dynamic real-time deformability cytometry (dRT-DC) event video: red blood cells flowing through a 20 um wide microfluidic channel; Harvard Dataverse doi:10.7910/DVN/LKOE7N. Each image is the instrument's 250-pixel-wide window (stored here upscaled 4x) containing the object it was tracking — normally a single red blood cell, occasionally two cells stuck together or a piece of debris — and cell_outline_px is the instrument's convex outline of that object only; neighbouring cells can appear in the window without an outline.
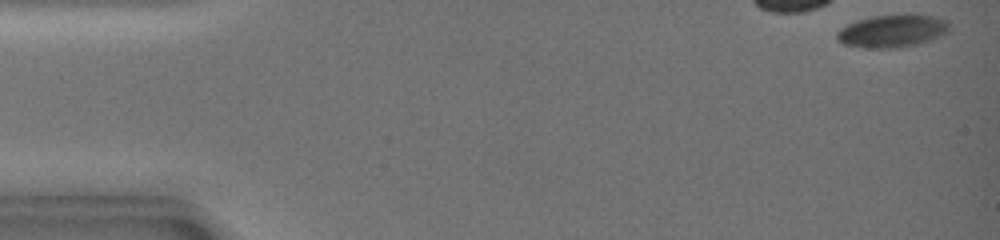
{"species": "common noctule bat (a hibernating species)", "species_latin": "Nyctalus noctula", "temperature_condition": "warm", "stored_images_in_passage": 42, "camera_frame_rate_fps": 3000, "um_per_image_px": 0.085, "animal": {"sex": "female", "body_mass_g": 19.0, "forearm_length_mm": 51.5}, "frame": {"image": 1, "passage_image": 1, "time_ms": 0.0, "image_size_px": [1000, 240], "cell_outline_px": [[948, 32], [932, 40], [916, 44], [892, 48], [864, 48], [844, 44], [836, 40], [836, 32], [840, 28], [848, 24], [872, 16], [908, 12], [912, 12], [932, 16], [948, 20]], "centroid_in_image_um": [75.85, 2.6], "position_along_channel_um": 9.1, "area_um2": 21.85}}
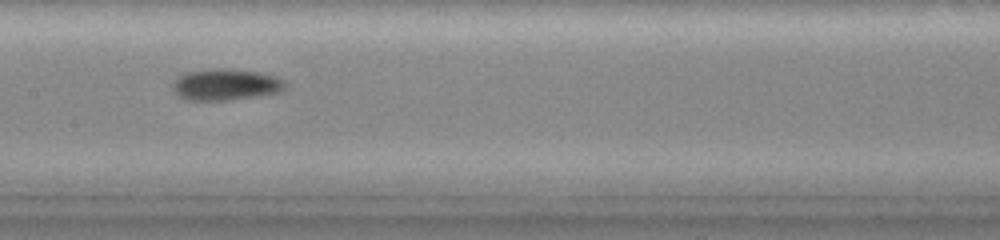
{"frame": {"image": 2, "passage_image": 23, "time_ms": 7.333, "image_size_px": [1000, 240], "cell_outline_px": [[288, 84], [280, 92], [256, 96], [228, 100], [184, 100], [176, 96], [172, 92], [172, 84], [176, 76], [184, 72], [212, 68], [228, 68], [264, 72], [280, 76]], "centroid_in_image_um": [19.16, 7.17], "position_along_channel_um": 188.2, "area_um2": 21.39}}
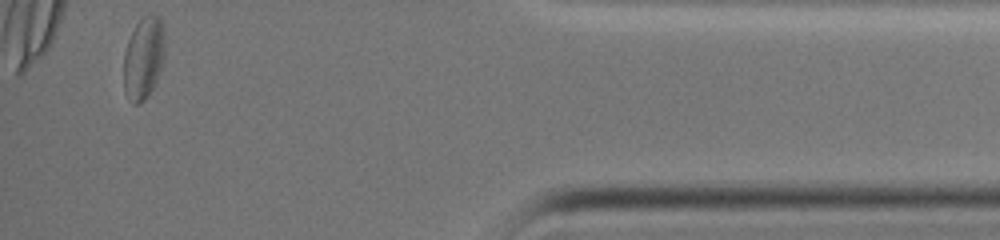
{"frame": {"image": 3, "passage_image": 42, "time_ms": 13.667, "image_size_px": [1000, 240], "cell_outline_px": [[164, 60], [156, 80], [148, 96], [144, 100], [136, 104], [132, 104], [124, 92], [124, 52], [128, 40], [136, 24], [144, 16], [160, 16], [164, 36]], "centroid_in_image_um": [12.19, 4.96], "position_along_channel_um": 423.0, "area_um2": 19.59}, "authors_computed_cell_mechanics": {"area_um2": 20.8369, "velocity_mm_per_s": 4.3376, "shape_relaxation_time_tau1_ms": 5.8352, "shape_relaxation_time_tau2_ms": 5.1514, "deformation_change_tau1": 0.1193, "deformation_change_tau2": 0.0907}}